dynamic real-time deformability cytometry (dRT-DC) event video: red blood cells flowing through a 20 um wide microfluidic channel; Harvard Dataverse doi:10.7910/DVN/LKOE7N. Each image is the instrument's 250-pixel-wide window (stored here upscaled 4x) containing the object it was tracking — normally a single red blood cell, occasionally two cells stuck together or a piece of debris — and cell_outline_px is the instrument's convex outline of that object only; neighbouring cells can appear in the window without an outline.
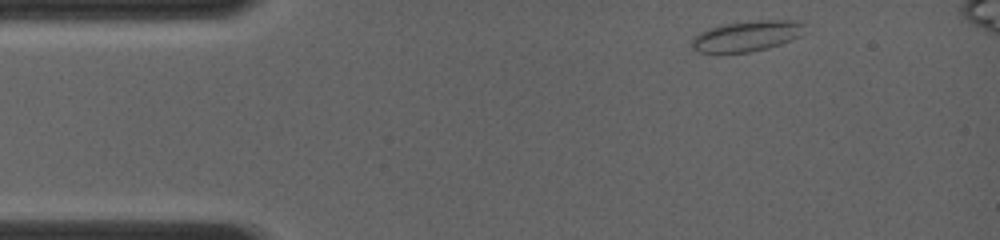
{"species": "common noctule bat (a hibernating species)", "species_latin": "Nyctalus noctula", "temperature_condition": "room temperature", "stored_images_in_passage": 9, "camera_frame_rate_fps": 4000, "um_per_image_px": 0.085, "animal": {"sex": "female", "body_mass_g": 19.0, "forearm_length_mm": 56.7}, "frame": {"image": 1, "passage_image": 1, "time_ms": 0.0, "image_size_px": [1000, 240], "cell_outline_px": [[804, 24], [800, 36], [792, 40], [768, 48], [748, 52], [700, 52], [692, 48], [692, 36], [700, 32], [724, 24], [756, 20], [796, 20]], "centroid_in_image_um": [63.48, 3.06], "position_along_channel_um": 21.5, "area_um2": 19.88}}